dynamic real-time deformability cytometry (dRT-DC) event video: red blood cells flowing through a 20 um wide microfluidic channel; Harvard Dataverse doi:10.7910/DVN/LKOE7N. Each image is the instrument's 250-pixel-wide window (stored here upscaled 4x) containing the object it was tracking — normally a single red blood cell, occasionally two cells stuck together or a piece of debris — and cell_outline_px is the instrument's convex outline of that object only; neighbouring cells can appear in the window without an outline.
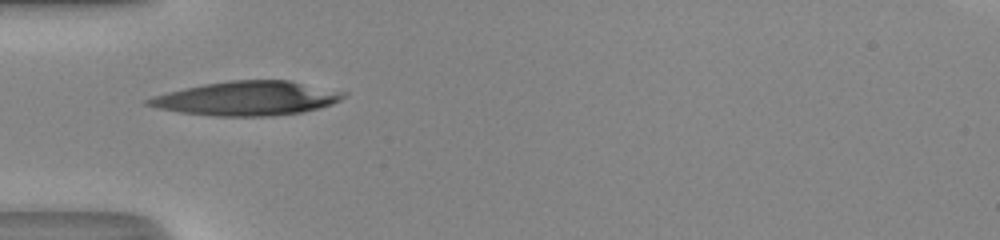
{"species": "human", "species_latin": "Homo sapiens", "temperature_condition": "room temperature", "stored_images_in_passage": 34, "camera_frame_rate_fps": 3000, "um_per_image_px": 0.085, "donor": {"sex": "male"}, "frame": {"image": 1, "passage_image": 1, "time_ms": 0.0, "image_size_px": [1000, 240], "cell_outline_px": [[348, 92], [340, 100], [332, 104], [304, 112], [272, 116], [216, 116], [180, 112], [160, 108], [144, 104], [144, 100], [152, 96], [184, 88], [204, 84], [232, 80], [288, 80]], "centroid_in_image_um": [21.01, 8.36], "position_along_channel_um": 64.0, "area_um2": 38.78}}
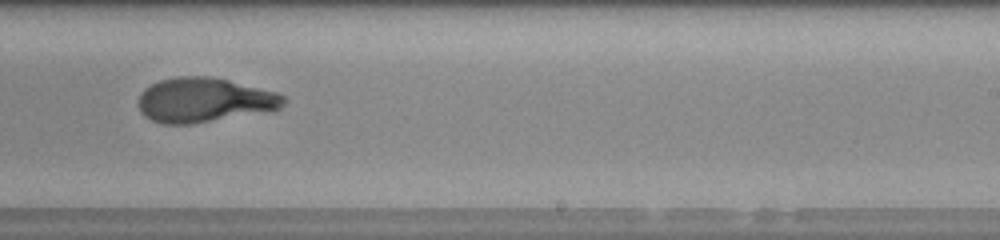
{"frame": {"image": 2, "passage_image": 16, "time_ms": 5.0, "image_size_px": [1000, 240], "cell_outline_px": [[288, 100], [280, 108], [272, 112], [192, 124], [164, 124], [152, 120], [144, 116], [140, 112], [140, 92], [144, 88], [160, 80], [176, 76], [212, 76], [276, 92], [284, 96]], "centroid_in_image_um": [17.4, 8.52], "position_along_channel_um": 271.6, "area_um2": 38.15}}
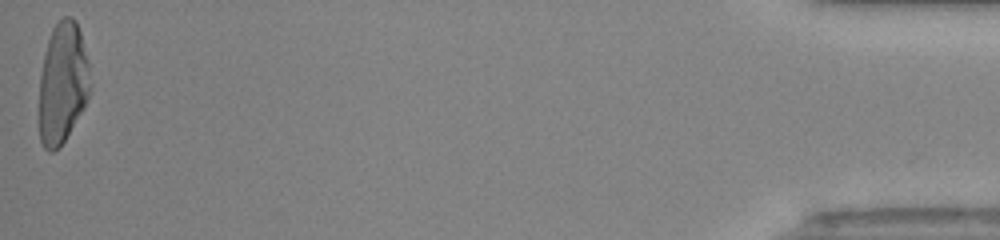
{"frame": {"image": 3, "passage_image": 34, "time_ms": 11.0, "image_size_px": [1000, 240], "cell_outline_px": [[88, 96], [84, 108], [64, 140], [52, 152], [48, 152], [44, 148], [40, 140], [40, 76], [44, 52], [52, 28], [64, 16], [72, 16], [76, 20], [80, 32], [88, 64]], "centroid_in_image_um": [5.3, 7.04], "position_along_channel_um": 429.9, "area_um2": 35.37}, "authors_computed_cell_mechanics": {"area_um2": 37.6856, "velocity_mm_per_s": 4.2204, "shape_relaxation_time_tau1_ms": 6.0412, "shape_relaxation_time_tau2_ms": 1.7018, "deformation_change_tau1": 0.2899, "deformation_change_tau2": 0.0668}}